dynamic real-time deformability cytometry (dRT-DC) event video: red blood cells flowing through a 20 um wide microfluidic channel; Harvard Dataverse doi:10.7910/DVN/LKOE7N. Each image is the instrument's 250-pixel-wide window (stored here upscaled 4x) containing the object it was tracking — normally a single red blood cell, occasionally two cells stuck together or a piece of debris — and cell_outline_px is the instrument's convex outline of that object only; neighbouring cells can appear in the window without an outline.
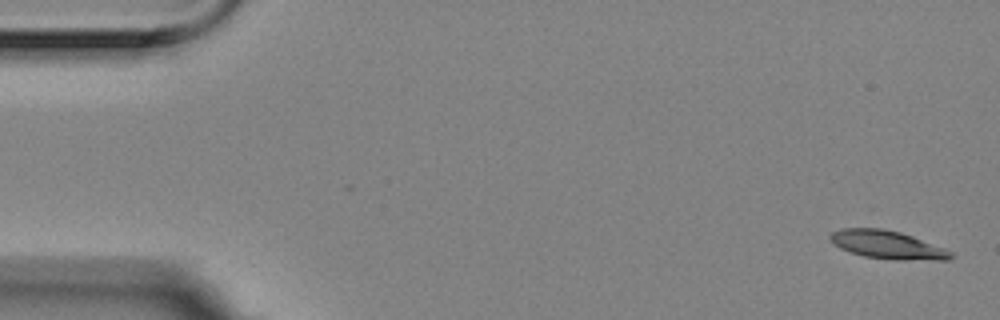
{"species": "Egyptian fruit bat (a non-hibernating species)", "species_latin": "Rousettus aegyptiacus", "temperature_condition": "room temperature", "stored_images_in_passage": 3, "camera_frame_rate_fps": 3000, "um_per_image_px": 0.085, "animal": {"sex": "female"}, "frame": {"image": 1, "passage_image": 1, "time_ms": 0.0, "image_size_px": [1000, 320], "cell_outline_px": [[956, 256], [948, 260], [896, 260], [864, 256], [840, 248], [832, 244], [828, 236], [832, 232], [840, 228], [872, 224], [900, 232], [912, 236], [944, 248], [952, 252]], "centroid_in_image_um": [75.37, 20.75], "position_along_channel_um": 9.6, "area_um2": 20.63}}